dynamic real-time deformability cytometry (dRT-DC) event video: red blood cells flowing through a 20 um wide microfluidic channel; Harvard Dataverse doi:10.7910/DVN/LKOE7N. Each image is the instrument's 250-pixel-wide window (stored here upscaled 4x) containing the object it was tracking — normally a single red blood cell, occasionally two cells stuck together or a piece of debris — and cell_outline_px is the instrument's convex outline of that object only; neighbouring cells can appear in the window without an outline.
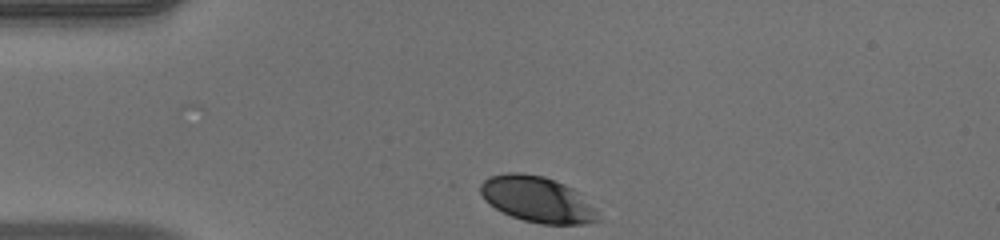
{"species": "human", "species_latin": "Homo sapiens", "temperature_condition": "warm", "stored_images_in_passage": 3, "camera_frame_rate_fps": 3000, "um_per_image_px": 0.085, "donor": {"sex": "male"}, "frame": {"image": 1, "passage_image": 1, "time_ms": 0.0, "image_size_px": [1000, 240], "cell_outline_px": [[600, 220], [584, 224], [540, 224], [524, 220], [512, 216], [488, 204], [484, 200], [480, 192], [480, 184], [484, 180], [492, 176], [508, 172], [520, 172], [544, 176], [564, 184], [580, 192], [596, 208]], "centroid_in_image_um": [45.69, 16.94], "position_along_channel_um": 39.3, "area_um2": 31.56}}